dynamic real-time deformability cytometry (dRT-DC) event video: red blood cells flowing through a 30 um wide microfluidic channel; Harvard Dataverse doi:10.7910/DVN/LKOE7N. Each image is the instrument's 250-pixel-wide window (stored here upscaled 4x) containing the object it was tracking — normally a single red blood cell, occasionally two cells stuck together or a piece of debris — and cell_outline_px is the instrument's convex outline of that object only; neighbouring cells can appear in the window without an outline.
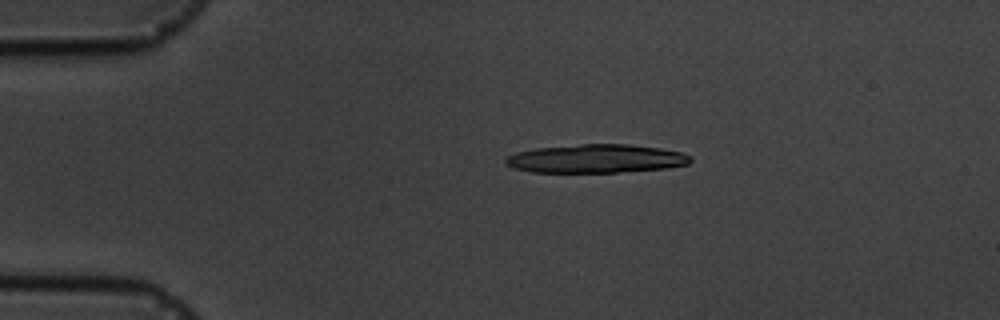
{"species": "common noctule bat (a hibernating species)", "species_latin": "Nyctalus noctula", "temperature_condition": "cold", "stored_images_in_passage": 4, "camera_frame_rate_fps": 3000, "um_per_image_px": 0.085, "animal": {"sex": "male", "body_mass_g": 19.5, "forearm_length_mm": 54.6}, "frame": {"image": 1, "passage_image": 3, "time_ms": 3.0, "image_size_px": [1000, 320], "cell_outline_px": [[692, 160], [688, 164], [668, 168], [616, 172], [532, 172], [512, 168], [504, 164], [504, 160], [508, 156], [516, 152], [536, 148], [580, 144], [628, 144], [660, 148], [684, 152], [692, 156]], "centroid_in_image_um": [50.68, 13.48], "position_along_channel_um": 34.3, "area_um2": 30.92}}